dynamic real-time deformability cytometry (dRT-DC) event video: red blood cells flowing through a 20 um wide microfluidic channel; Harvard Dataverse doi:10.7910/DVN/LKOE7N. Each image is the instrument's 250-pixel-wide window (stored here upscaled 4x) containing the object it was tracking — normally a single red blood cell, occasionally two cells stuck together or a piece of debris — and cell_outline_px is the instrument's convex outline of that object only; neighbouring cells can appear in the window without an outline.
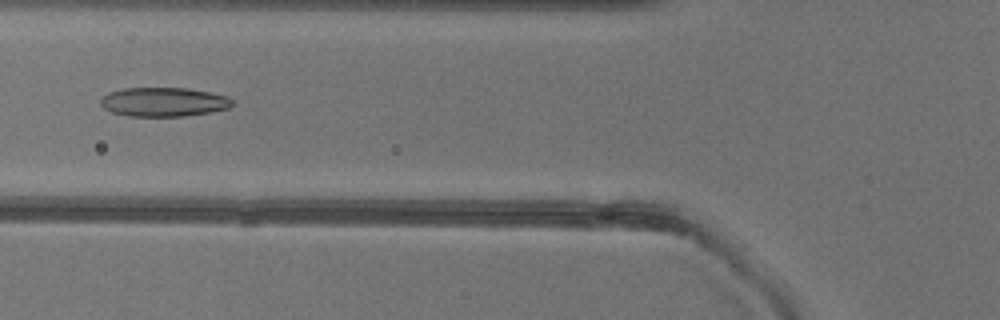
{"species": "common noctule bat (a hibernating species)", "species_latin": "Nyctalus noctula", "temperature_condition": "warm", "stored_images_in_passage": 49, "camera_frame_rate_fps": 3000, "um_per_image_px": 0.085, "animal": {"sex": "female"}, "frame": {"image": 1, "passage_image": 18, "time_ms": 5.667, "image_size_px": [1000, 320], "cell_outline_px": [[236, 104], [228, 108], [212, 112], [184, 116], [128, 116], [112, 112], [104, 108], [100, 104], [100, 100], [108, 92], [124, 88], [184, 88], [212, 92], [228, 96]], "centroid_in_image_um": [13.94, 8.66], "position_along_channel_um": 111.9, "area_um2": 22.48}}
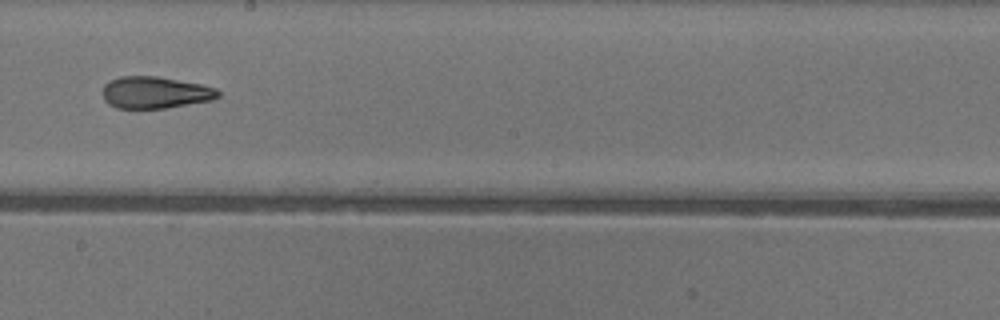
{"frame": {"image": 2, "passage_image": 27, "time_ms": 8.667, "image_size_px": [1000, 320], "cell_outline_px": [[220, 96], [212, 100], [168, 108], [116, 108], [108, 104], [104, 100], [100, 92], [104, 84], [108, 80], [120, 76], [156, 76], [200, 84], [216, 88], [220, 92]], "centroid_in_image_um": [13.14, 7.86], "position_along_channel_um": 235.1, "area_um2": 21.73}}
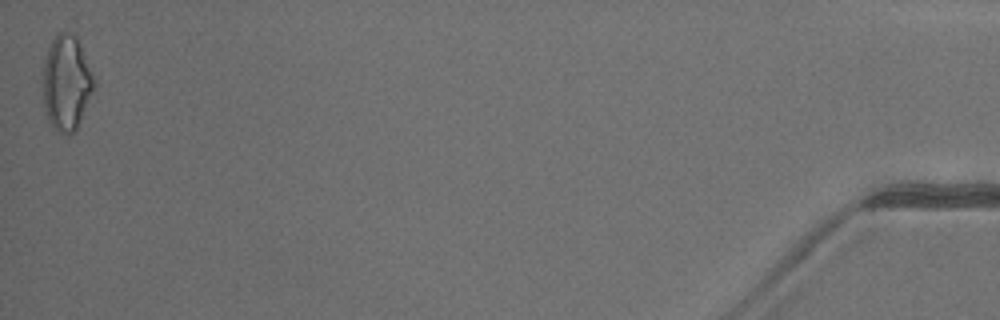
{"frame": {"image": 3, "passage_image": 49, "time_ms": 16.0, "image_size_px": [1000, 320], "cell_outline_px": [[96, 84], [76, 132], [68, 136], [56, 132], [52, 128], [44, 112], [44, 60], [48, 48], [52, 40], [60, 32], [68, 32], [76, 36]], "centroid_in_image_um": [5.64, 7.13], "position_along_channel_um": 429.6, "area_um2": 28.26}, "authors_computed_cell_mechanics": {"area_um2": 22.542, "velocity_mm_per_s": 4.0946, "shape_relaxation_time_tau1_ms": null, "shape_relaxation_time_tau2_ms": 2.854, "deformation_change_tau1": null, "deformation_change_tau2": 0.1171}}